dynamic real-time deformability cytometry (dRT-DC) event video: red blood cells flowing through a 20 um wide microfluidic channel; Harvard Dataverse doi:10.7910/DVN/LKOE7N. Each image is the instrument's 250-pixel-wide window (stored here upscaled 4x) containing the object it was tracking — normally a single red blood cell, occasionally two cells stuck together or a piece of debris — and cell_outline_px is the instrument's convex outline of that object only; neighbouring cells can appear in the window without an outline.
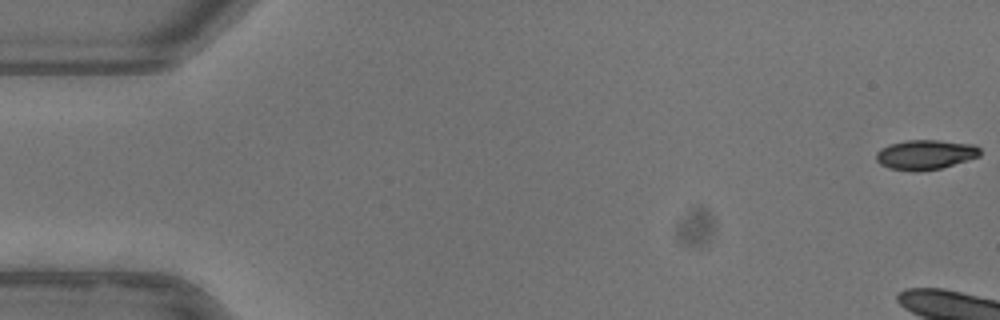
{"species": "common noctule bat (a hibernating species)", "species_latin": "Nyctalus noctula", "temperature_condition": "warm", "stored_images_in_passage": 8, "camera_frame_rate_fps": 3000, "um_per_image_px": 0.085, "animal": {"sex": "female"}, "frame": {"image": 1, "passage_image": 1, "time_ms": 0.0, "image_size_px": [1000, 320], "cell_outline_px": [[980, 156], [940, 168], [888, 168], [880, 164], [876, 160], [876, 152], [880, 148], [888, 144], [908, 140], [936, 140], [976, 144], [980, 148]], "centroid_in_image_um": [78.67, 13.08], "position_along_channel_um": 6.3, "area_um2": 17.34}}